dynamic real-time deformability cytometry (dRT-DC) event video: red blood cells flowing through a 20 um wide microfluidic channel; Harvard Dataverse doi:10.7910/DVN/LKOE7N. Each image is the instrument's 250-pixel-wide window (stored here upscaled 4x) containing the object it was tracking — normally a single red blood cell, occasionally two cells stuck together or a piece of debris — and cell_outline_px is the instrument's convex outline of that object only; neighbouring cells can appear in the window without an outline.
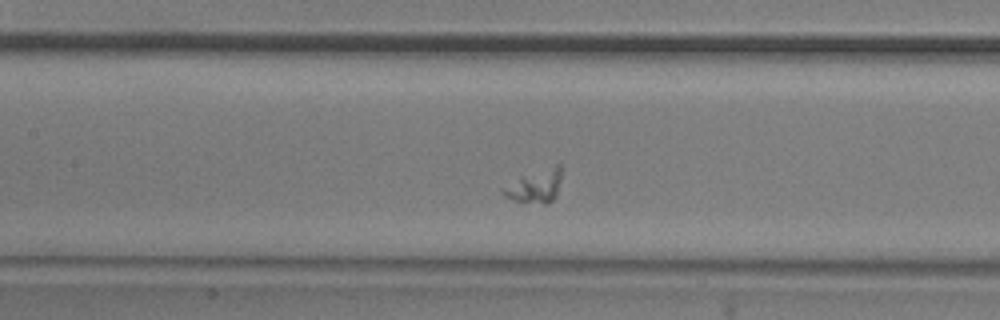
{"species": "common noctule bat (a hibernating species)", "species_latin": "Nyctalus noctula", "temperature_condition": "room temperature", "stored_images_in_passage": 37, "camera_frame_rate_fps": 3000, "um_per_image_px": 0.085, "animal": {"sex": "male", "body_mass_g": 20.5, "forearm_length_mm": 52.5}, "frame": {"image": 1, "passage_image": 11, "time_ms": 3.333, "image_size_px": [1000, 320], "cell_outline_px": [[560, 176], [556, 196], [548, 204], [544, 204], [516, 200], [504, 196], [500, 192], [520, 176], [556, 164], [560, 164]], "centroid_in_image_um": [45.51, 15.81], "position_along_channel_um": 161.9, "area_um2": 10.92}}